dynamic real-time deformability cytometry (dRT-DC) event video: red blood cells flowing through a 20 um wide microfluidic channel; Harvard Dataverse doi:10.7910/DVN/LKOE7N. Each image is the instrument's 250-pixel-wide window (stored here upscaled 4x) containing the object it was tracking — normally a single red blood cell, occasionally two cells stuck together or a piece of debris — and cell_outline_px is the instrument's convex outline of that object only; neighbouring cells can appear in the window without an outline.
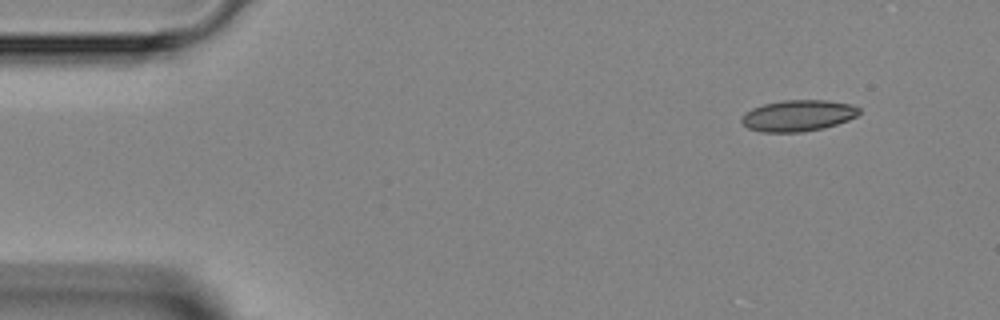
{"species": "Egyptian fruit bat (a non-hibernating species)", "species_latin": "Rousettus aegyptiacus", "temperature_condition": "room temperature", "stored_images_in_passage": 3, "camera_frame_rate_fps": 3000, "um_per_image_px": 0.085, "animal": {"sex": "female"}, "frame": {"image": 1, "passage_image": 1, "time_ms": 0.0, "image_size_px": [1000, 320], "cell_outline_px": [[860, 112], [856, 116], [848, 120], [824, 128], [800, 132], [760, 132], [748, 128], [740, 120], [752, 108], [764, 104], [784, 100], [824, 100], [852, 104], [860, 108]], "centroid_in_image_um": [67.86, 9.83], "position_along_channel_um": 17.1, "area_um2": 21.27}}